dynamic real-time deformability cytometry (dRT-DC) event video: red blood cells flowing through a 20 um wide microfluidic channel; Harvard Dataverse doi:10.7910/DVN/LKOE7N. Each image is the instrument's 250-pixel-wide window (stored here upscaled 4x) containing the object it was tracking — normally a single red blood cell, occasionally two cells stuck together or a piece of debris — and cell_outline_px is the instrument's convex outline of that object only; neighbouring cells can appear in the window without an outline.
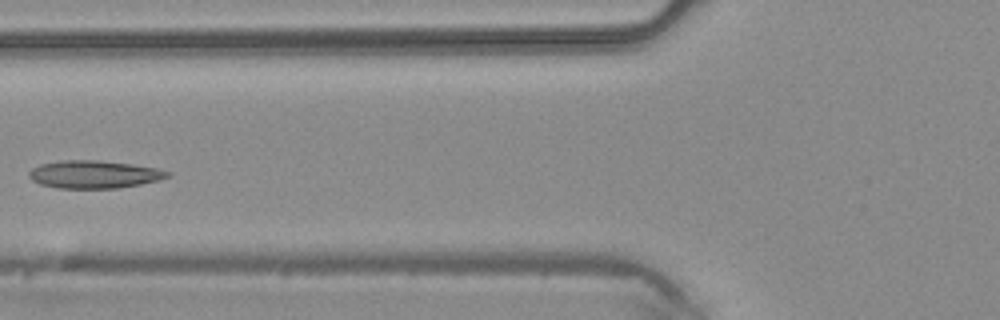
{"species": "common noctule bat (a hibernating species)", "species_latin": "Nyctalus noctula", "temperature_condition": "warm", "stored_images_in_passage": 4, "camera_frame_rate_fps": 3000, "um_per_image_px": 0.085, "animal": {"sex": "male", "body_mass_g": 20.4}, "frame": {"image": 1, "passage_image": 4, "time_ms": 1.0, "image_size_px": [1000, 320], "cell_outline_px": [[172, 176], [160, 180], [140, 184], [116, 188], [56, 188], [40, 184], [32, 180], [28, 176], [28, 172], [32, 168], [40, 164], [64, 160], [100, 160], [132, 164], [156, 168], [172, 172]], "centroid_in_image_um": [8.01, 14.82], "position_along_channel_um": 117.8, "area_um2": 22.54}}